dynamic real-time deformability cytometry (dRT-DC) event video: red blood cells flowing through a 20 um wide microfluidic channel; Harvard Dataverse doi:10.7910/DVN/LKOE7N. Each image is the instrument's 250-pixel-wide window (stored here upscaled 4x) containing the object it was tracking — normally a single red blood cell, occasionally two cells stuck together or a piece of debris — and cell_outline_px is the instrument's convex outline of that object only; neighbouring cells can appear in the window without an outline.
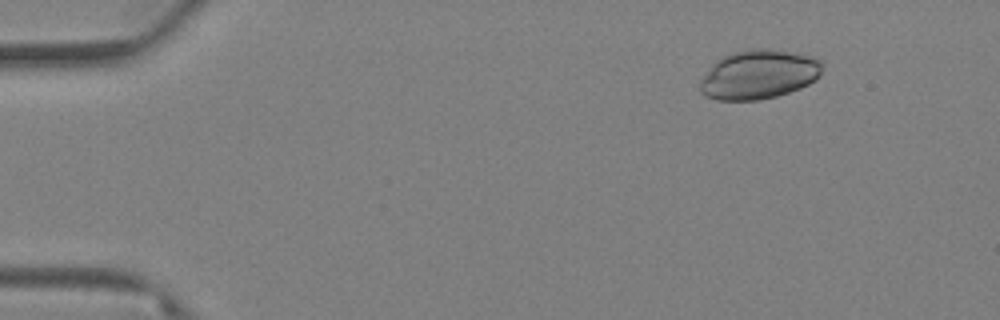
{"species": "Egyptian fruit bat (a non-hibernating species)", "species_latin": "Rousettus aegyptiacus", "temperature_condition": "warm", "stored_images_in_passage": 28, "camera_frame_rate_fps": 3000, "um_per_image_px": 0.085, "animal": {"sex": "female"}, "frame": {"image": 1, "passage_image": 1, "time_ms": 0.0, "image_size_px": [1000, 320], "cell_outline_px": [[824, 64], [816, 80], [800, 88], [776, 96], [760, 100], [716, 100], [704, 96], [700, 92], [700, 80], [712, 64], [716, 60], [732, 52], [748, 48], [768, 48], [812, 56], [820, 60]], "centroid_in_image_um": [64.47, 6.33], "position_along_channel_um": 20.5, "area_um2": 35.26}}
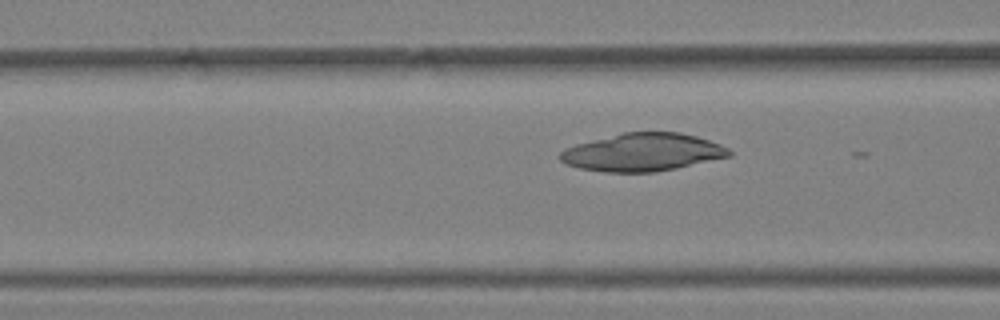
{"frame": {"image": 2, "passage_image": 21, "time_ms": 6.667, "image_size_px": [1000, 320], "cell_outline_px": [[732, 156], [676, 168], [656, 172], [604, 172], [580, 168], [568, 164], [560, 160], [556, 156], [564, 148], [576, 144], [624, 132], [680, 132], [696, 136], [720, 144], [728, 148], [732, 152]], "centroid_in_image_um": [54.62, 12.94], "position_along_channel_um": 112.0, "area_um2": 37.28}}
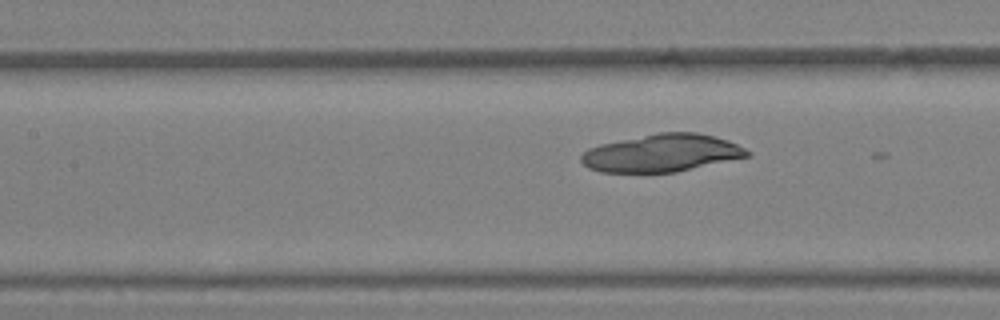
{"frame": {"image": 3, "passage_image": 25, "time_ms": 8.0, "image_size_px": [1000, 320], "cell_outline_px": [[752, 156], [676, 172], [600, 172], [588, 168], [580, 160], [580, 156], [588, 148], [600, 144], [656, 132], [696, 132], [728, 140], [752, 152]], "centroid_in_image_um": [56.26, 13.01], "position_along_channel_um": 151.1, "area_um2": 36.53}}